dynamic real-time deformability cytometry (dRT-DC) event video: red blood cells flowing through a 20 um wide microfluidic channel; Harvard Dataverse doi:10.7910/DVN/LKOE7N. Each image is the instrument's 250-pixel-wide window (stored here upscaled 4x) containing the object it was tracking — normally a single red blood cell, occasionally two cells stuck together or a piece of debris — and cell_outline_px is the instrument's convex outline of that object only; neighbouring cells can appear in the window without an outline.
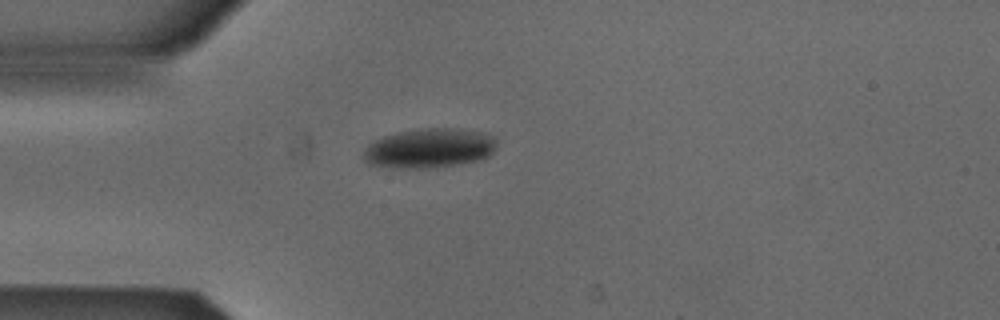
{"species": "Egyptian fruit bat (a non-hibernating species)", "species_latin": "Rousettus aegyptiacus", "temperature_condition": "cold", "stored_images_in_passage": 33, "camera_frame_rate_fps": 3000, "um_per_image_px": 0.085, "animal": {"sex": "male"}, "frame": {"image": 1, "passage_image": 1, "time_ms": 0.0, "image_size_px": [1000, 320], "cell_outline_px": [[496, 148], [488, 156], [480, 160], [452, 164], [420, 168], [392, 168], [368, 164], [364, 156], [364, 152], [368, 144], [384, 136], [396, 132], [424, 128], [460, 128], [480, 132], [496, 136]], "centroid_in_image_um": [36.51, 12.58], "position_along_channel_um": 48.5, "area_um2": 30.52}}
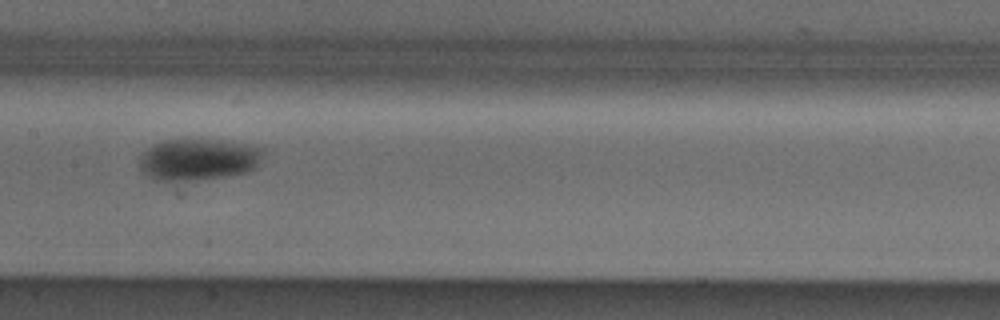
{"frame": {"image": 2, "passage_image": 13, "time_ms": 4.0, "image_size_px": [1000, 320], "cell_outline_px": [[264, 148], [256, 168], [248, 172], [200, 180], [156, 180], [144, 172], [140, 168], [140, 156], [148, 148], [164, 140], [232, 140], [252, 144]], "centroid_in_image_um": [16.92, 13.54], "position_along_channel_um": 190.5, "area_um2": 30.0}}
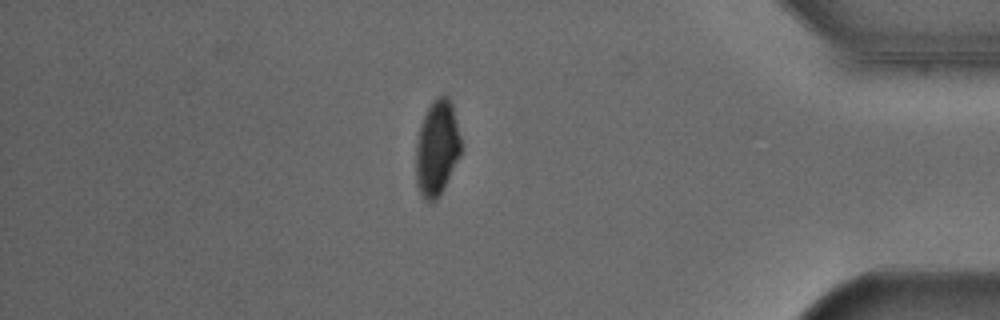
{"frame": {"image": 3, "passage_image": 32, "time_ms": 10.333, "image_size_px": [1000, 320], "cell_outline_px": [[460, 156], [444, 188], [436, 200], [424, 200], [416, 184], [416, 144], [420, 128], [424, 116], [432, 100], [436, 96], [448, 96], [452, 104], [460, 136]], "centroid_in_image_um": [37.14, 12.59], "position_along_channel_um": 398.1, "area_um2": 24.85}}